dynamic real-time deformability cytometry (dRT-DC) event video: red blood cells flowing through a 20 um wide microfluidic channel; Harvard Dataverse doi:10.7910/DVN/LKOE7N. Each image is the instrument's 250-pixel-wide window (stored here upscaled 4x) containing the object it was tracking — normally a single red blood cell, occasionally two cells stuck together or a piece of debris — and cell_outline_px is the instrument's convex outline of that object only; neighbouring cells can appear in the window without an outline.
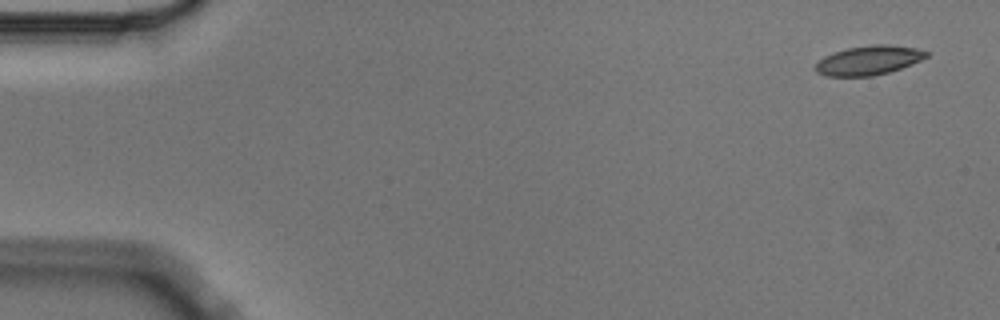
{"species": "Egyptian fruit bat (a non-hibernating species)", "species_latin": "Rousettus aegyptiacus", "temperature_condition": "cold", "stored_images_in_passage": 6, "camera_frame_rate_fps": 3000, "um_per_image_px": 0.085, "animal": {"sex": "male"}, "frame": {"image": 1, "passage_image": 1, "time_ms": 0.0, "image_size_px": [1000, 320], "cell_outline_px": [[928, 56], [912, 64], [888, 72], [872, 76], [824, 76], [816, 72], [812, 68], [824, 56], [848, 48], [872, 44], [888, 44], [916, 48], [928, 52]], "centroid_in_image_um": [73.81, 5.13], "position_along_channel_um": 11.2, "area_um2": 18.84}}
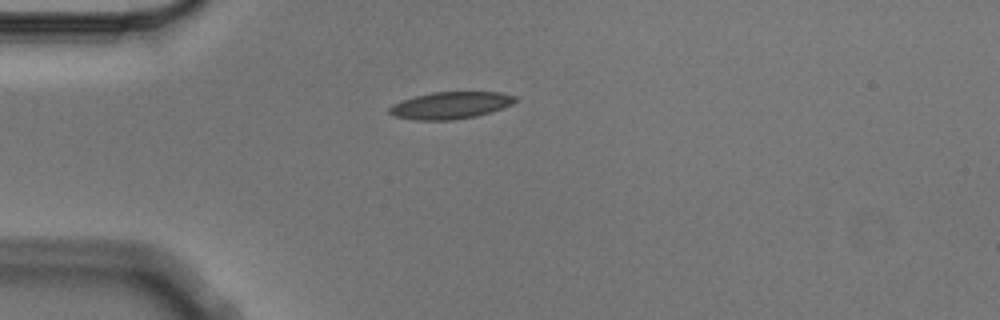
{"frame": {"image": 2, "passage_image": 4, "time_ms": 1.0, "image_size_px": [1000, 320], "cell_outline_px": [[516, 100], [512, 104], [504, 108], [492, 112], [476, 116], [452, 120], [416, 120], [396, 116], [388, 112], [388, 108], [392, 104], [416, 96], [432, 92], [500, 92], [516, 96]], "centroid_in_image_um": [38.32, 8.95], "position_along_channel_um": 46.7, "area_um2": 19.77}}
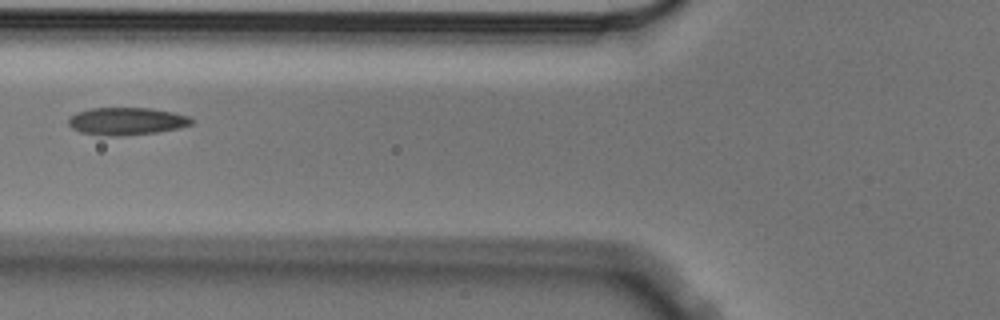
{"frame": {"image": 3, "passage_image": 6, "time_ms": 1.667, "image_size_px": [1000, 320], "cell_outline_px": [[196, 120], [192, 124], [180, 128], [156, 132], [120, 136], [100, 136], [80, 132], [72, 128], [68, 124], [68, 116], [76, 112], [88, 108], [148, 108], [172, 112], [188, 116]], "centroid_in_image_um": [10.72, 10.3], "position_along_channel_um": 115.1, "area_um2": 20.0}}